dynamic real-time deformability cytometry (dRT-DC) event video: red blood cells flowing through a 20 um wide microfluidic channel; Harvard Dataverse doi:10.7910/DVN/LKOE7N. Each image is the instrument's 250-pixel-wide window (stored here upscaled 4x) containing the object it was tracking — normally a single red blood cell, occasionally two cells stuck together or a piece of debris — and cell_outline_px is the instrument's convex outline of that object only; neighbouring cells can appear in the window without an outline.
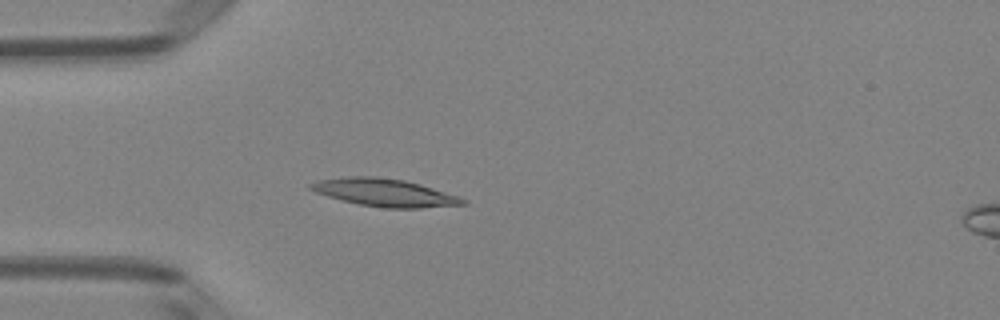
{"species": "Egyptian fruit bat (a non-hibernating species)", "species_latin": "Rousettus aegyptiacus", "temperature_condition": "room temperature", "stored_images_in_passage": 3, "camera_frame_rate_fps": 3000, "um_per_image_px": 0.085, "animal": {"sex": "female"}, "frame": {"image": 1, "passage_image": 3, "time_ms": 0.667, "image_size_px": [1000, 320], "cell_outline_px": [[468, 204], [420, 208], [384, 208], [360, 204], [340, 200], [316, 192], [308, 188], [308, 184], [316, 180], [344, 176], [376, 176], [404, 180], [420, 184], [460, 196], [468, 200]], "centroid_in_image_um": [32.69, 16.36], "position_along_channel_um": 52.3, "area_um2": 24.8}}